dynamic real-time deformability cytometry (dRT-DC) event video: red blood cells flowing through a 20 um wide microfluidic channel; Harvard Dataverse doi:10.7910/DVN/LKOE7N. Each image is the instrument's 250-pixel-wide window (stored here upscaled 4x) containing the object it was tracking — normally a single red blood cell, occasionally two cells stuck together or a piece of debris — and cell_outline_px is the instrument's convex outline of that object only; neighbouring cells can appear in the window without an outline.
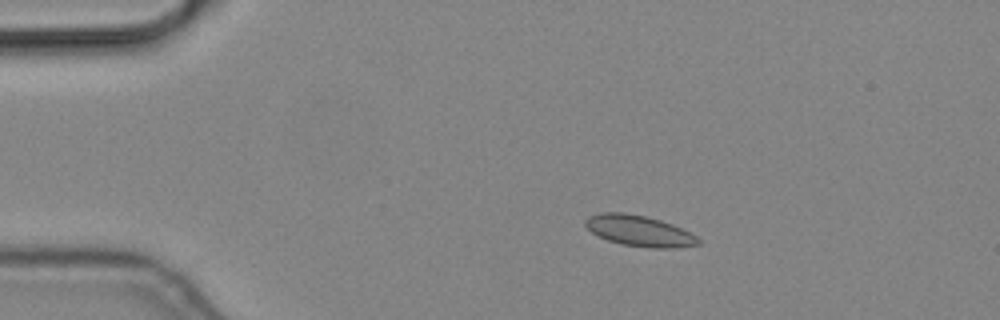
{"species": "common noctule bat (a hibernating species)", "species_latin": "Nyctalus noctula", "temperature_condition": "cold", "stored_images_in_passage": 4, "camera_frame_rate_fps": 3000, "um_per_image_px": 0.085, "animal": {"sex": "male", "body_mass_g": 19.2, "forearm_length_mm": 51.8}, "frame": {"image": 1, "passage_image": 3, "time_ms": 0.667, "image_size_px": [1000, 320], "cell_outline_px": [[700, 244], [676, 248], [648, 248], [620, 244], [608, 240], [592, 232], [584, 224], [584, 220], [588, 216], [600, 212], [624, 212], [644, 216], [660, 220], [672, 224], [696, 236], [700, 240]], "centroid_in_image_um": [54.31, 19.62], "position_along_channel_um": 30.7, "area_um2": 20.29}}